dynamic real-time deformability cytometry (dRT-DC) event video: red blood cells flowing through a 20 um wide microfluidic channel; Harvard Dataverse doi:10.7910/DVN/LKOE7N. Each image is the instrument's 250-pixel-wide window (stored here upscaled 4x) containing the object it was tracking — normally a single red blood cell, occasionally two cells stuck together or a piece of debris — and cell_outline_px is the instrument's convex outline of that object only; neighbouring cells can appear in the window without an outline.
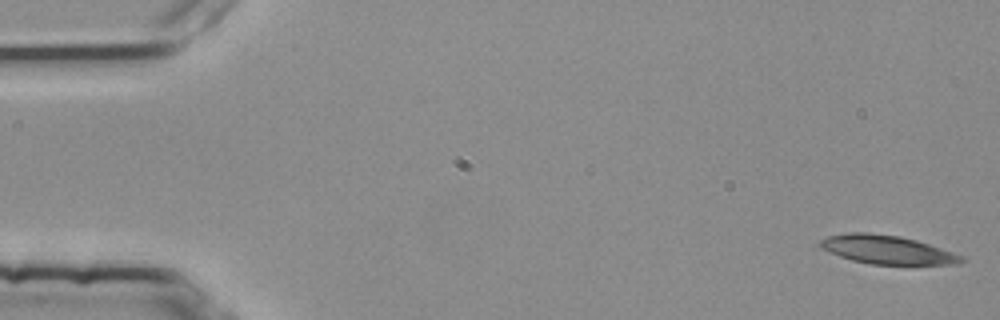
{"species": "common noctule bat (a hibernating species)", "species_latin": "Nyctalus noctula", "temperature_condition": "room temperature", "stored_images_in_passage": 52, "camera_frame_rate_fps": 3000, "um_per_image_px": 0.085, "animal": {"sex": "female", "body_mass_g": 25.1}, "frame": {"image": 1, "passage_image": 1, "time_ms": 0.0, "image_size_px": [1000, 320], "cell_outline_px": [[968, 260], [960, 264], [872, 264], [852, 260], [840, 256], [820, 248], [820, 240], [828, 236], [848, 232], [868, 232], [900, 236], [916, 240], [964, 256]], "centroid_in_image_um": [75.42, 21.22], "position_along_channel_um": 9.6, "area_um2": 23.47}}
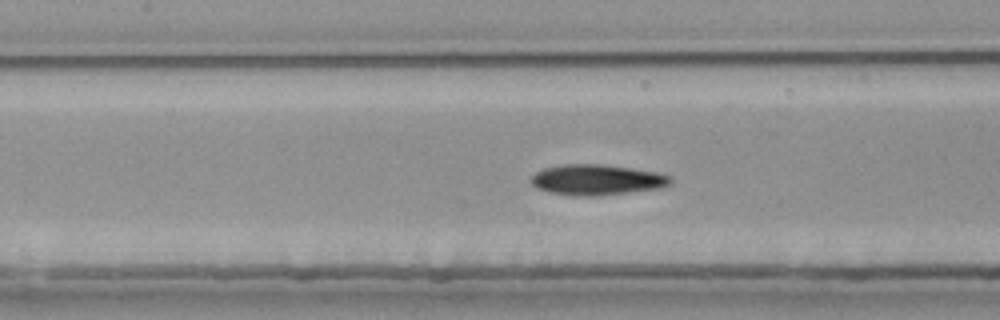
{"frame": {"image": 2, "passage_image": 24, "time_ms": 7.667, "image_size_px": [1000, 320], "cell_outline_px": [[672, 184], [660, 188], [628, 192], [592, 196], [588, 196], [552, 192], [536, 188], [528, 180], [536, 172], [544, 168], [564, 164], [600, 164], [660, 172], [672, 176]], "centroid_in_image_um": [50.77, 15.26], "position_along_channel_um": 156.6, "area_um2": 24.68}}
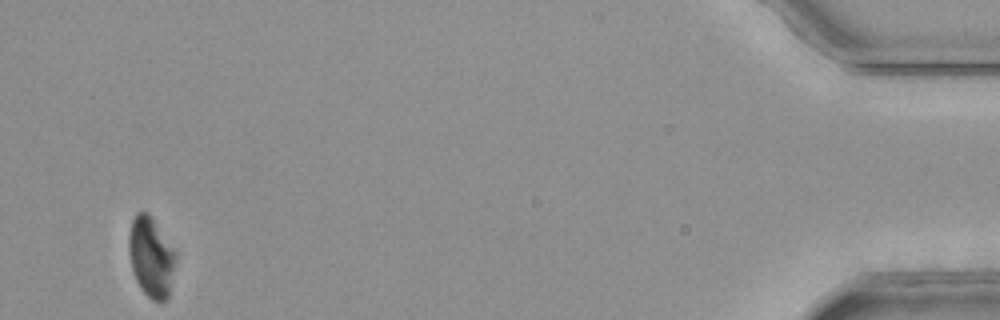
{"frame": {"image": 3, "passage_image": 52, "time_ms": 17.0, "image_size_px": [1000, 320], "cell_outline_px": [[176, 260], [168, 300], [160, 304], [152, 300], [140, 288], [132, 272], [128, 248], [128, 236], [132, 220], [136, 212], [148, 212], [176, 252]], "centroid_in_image_um": [12.84, 21.89], "position_along_channel_um": 422.4, "area_um2": 22.14}}